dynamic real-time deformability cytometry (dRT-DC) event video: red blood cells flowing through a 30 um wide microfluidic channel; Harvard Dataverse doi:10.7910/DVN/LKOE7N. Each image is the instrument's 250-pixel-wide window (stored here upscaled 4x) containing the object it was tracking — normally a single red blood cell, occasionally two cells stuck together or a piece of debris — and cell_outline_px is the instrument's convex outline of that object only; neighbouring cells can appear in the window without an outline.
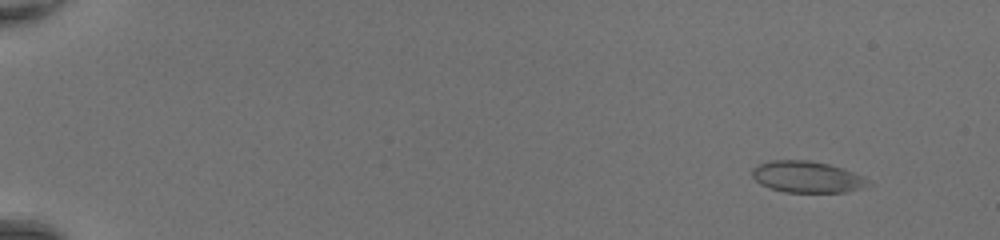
{"species": "common noctule bat (a hibernating species)", "species_latin": "Nyctalus noctula", "temperature_condition": "room temperature", "stored_images_in_passage": 51, "camera_frame_rate_fps": 3000, "um_per_image_px": 0.085, "animal": {"sex": "female", "body_mass_g": 20.0, "forearm_length_mm": 54.0}, "frame": {"image": 1, "passage_image": 6, "time_ms": 1.667, "image_size_px": [1000, 240], "cell_outline_px": [[872, 184], [860, 188], [844, 192], [784, 192], [768, 188], [760, 184], [752, 176], [752, 168], [756, 164], [768, 160], [808, 160], [828, 164], [844, 168], [864, 176]], "centroid_in_image_um": [68.57, 15.03], "position_along_channel_um": 16.4, "area_um2": 21.5}}
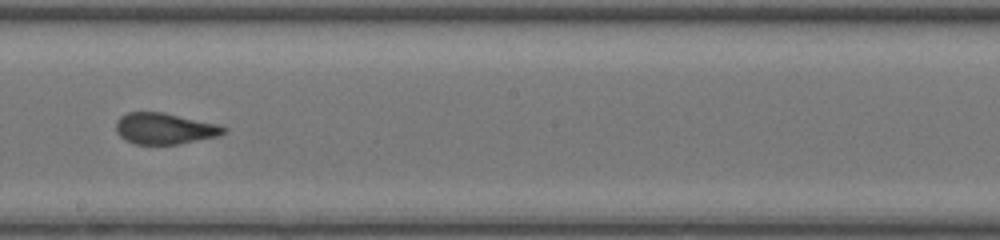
{"frame": {"image": 2, "passage_image": 32, "time_ms": 10.333, "image_size_px": [1000, 240], "cell_outline_px": [[228, 132], [216, 136], [180, 144], [136, 144], [124, 140], [116, 132], [116, 120], [120, 116], [128, 112], [164, 112], [220, 124], [228, 128]], "centroid_in_image_um": [14.01, 10.92], "position_along_channel_um": 234.2, "area_um2": 19.83}}
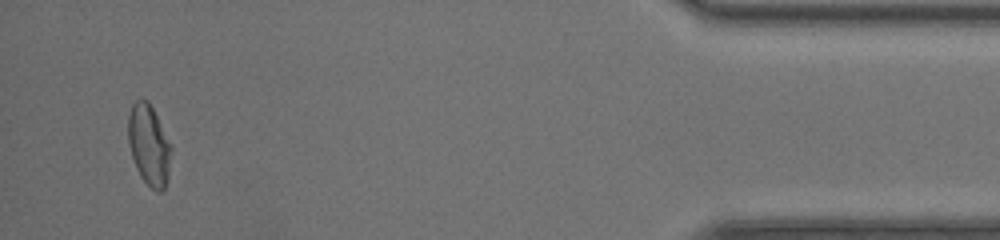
{"frame": {"image": 3, "passage_image": 49, "time_ms": 16.0, "image_size_px": [1000, 240], "cell_outline_px": [[172, 148], [168, 176], [164, 188], [160, 192], [156, 192], [140, 176], [136, 168], [132, 156], [128, 140], [128, 116], [132, 104], [136, 100], [148, 100]], "centroid_in_image_um": [12.65, 12.34], "position_along_channel_um": 422.6, "area_um2": 19.88}, "authors_computed_cell_mechanics": {"area_um2": 20.4612, "velocity_mm_per_s": 4.4259, "shape_relaxation_time_tau1_ms": null, "shape_relaxation_time_tau2_ms": 0.738, "deformation_change_tau1": null, "deformation_change_tau2": 0.0682}}